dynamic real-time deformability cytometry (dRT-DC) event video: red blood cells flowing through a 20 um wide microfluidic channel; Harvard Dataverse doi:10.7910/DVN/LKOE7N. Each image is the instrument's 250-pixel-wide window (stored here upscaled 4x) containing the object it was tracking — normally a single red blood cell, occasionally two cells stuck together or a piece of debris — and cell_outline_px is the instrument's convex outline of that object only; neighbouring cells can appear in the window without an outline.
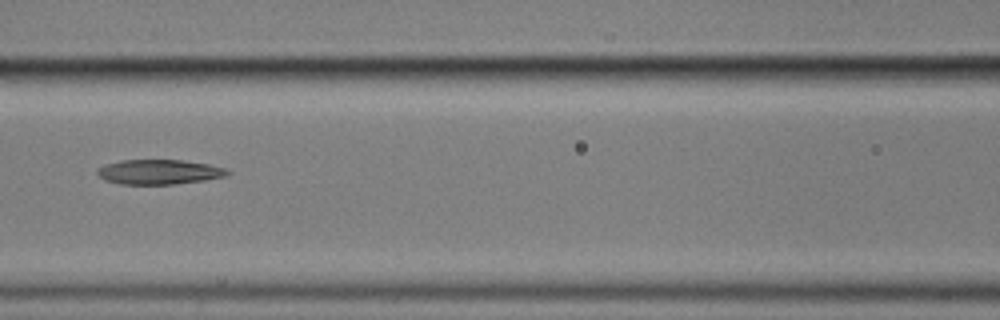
{"species": "common noctule bat (a hibernating species)", "species_latin": "Nyctalus noctula", "temperature_condition": "cold", "stored_images_in_passage": 10, "camera_frame_rate_fps": 3000, "um_per_image_px": 0.085, "animal": {"sex": "male", "body_mass_g": 17.9}, "frame": {"image": 1, "passage_image": 4, "time_ms": 3.667, "image_size_px": [1000, 320], "cell_outline_px": [[232, 172], [224, 176], [204, 180], [176, 184], [120, 184], [104, 180], [96, 172], [96, 168], [104, 164], [120, 160], [180, 160], [208, 164], [228, 168]], "centroid_in_image_um": [13.5, 14.61], "position_along_channel_um": 153.1, "area_um2": 18.9}}
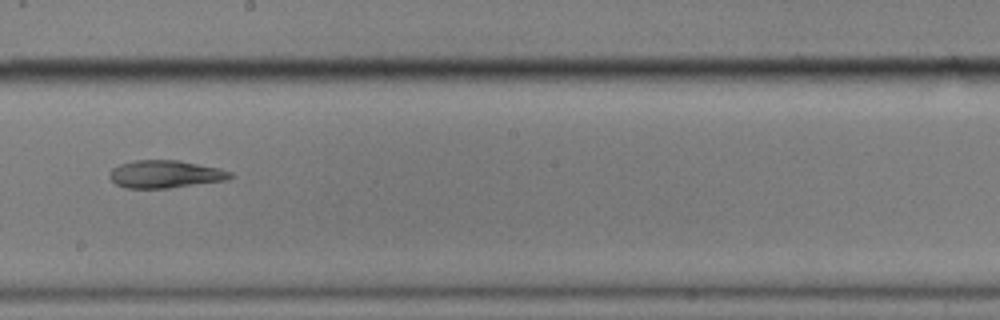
{"frame": {"image": 2, "passage_image": 6, "time_ms": 6.0, "image_size_px": [1000, 320], "cell_outline_px": [[236, 176], [228, 180], [168, 188], [124, 188], [116, 184], [108, 176], [108, 172], [112, 168], [120, 164], [136, 160], [180, 160], [220, 168], [232, 172]], "centroid_in_image_um": [14.07, 14.8], "position_along_channel_um": 234.1, "area_um2": 19.71}}
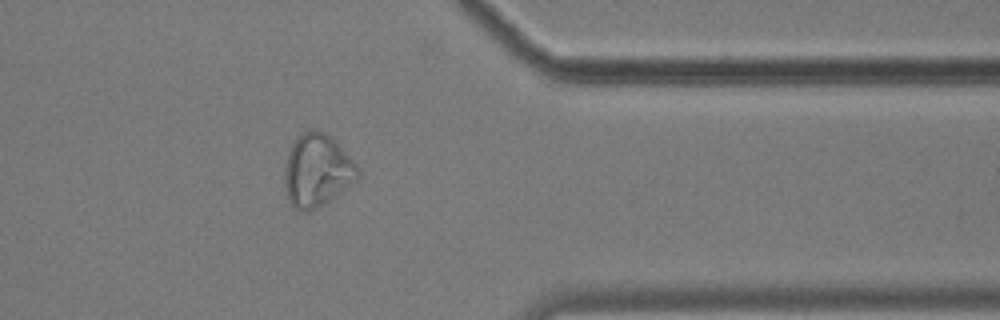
{"frame": {"image": 3, "passage_image": 10, "time_ms": 10.667, "image_size_px": [1000, 320], "cell_outline_px": [[360, 176], [352, 184], [320, 208], [308, 212], [304, 212], [296, 208], [288, 200], [284, 184], [284, 168], [288, 152], [296, 136], [312, 128], [316, 128], [324, 132], [360, 168]], "centroid_in_image_um": [26.93, 14.52], "position_along_channel_um": 384.5, "area_um2": 31.1}, "authors_computed_cell_mechanics": {"area_um2": 20.9236, "velocity_mm_per_s": 3.482, "shape_relaxation_time_tau1_ms": null, "shape_relaxation_time_tau2_ms": 3.208, "deformation_change_tau1": null, "deformation_change_tau2": 0.0962}}